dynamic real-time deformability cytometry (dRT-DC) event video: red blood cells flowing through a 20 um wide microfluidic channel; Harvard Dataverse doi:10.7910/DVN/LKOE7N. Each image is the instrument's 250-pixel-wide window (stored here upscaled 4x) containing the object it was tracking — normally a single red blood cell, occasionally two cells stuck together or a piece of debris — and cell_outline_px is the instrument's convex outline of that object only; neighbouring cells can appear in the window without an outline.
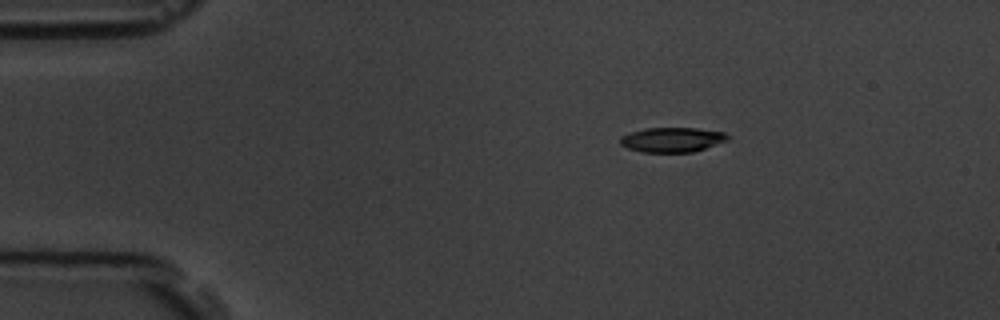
{"species": "common noctule bat (a hibernating species)", "species_latin": "Nyctalus noctula", "temperature_condition": "room temperature", "stored_images_in_passage": 4, "camera_frame_rate_fps": 3000, "um_per_image_px": 0.085, "animal": {"sex": "male", "body_mass_g": 19.5, "forearm_length_mm": 54.6}, "frame": {"image": 1, "passage_image": 2, "time_ms": 1.333, "image_size_px": [1000, 320], "cell_outline_px": [[732, 136], [728, 140], [692, 152], [640, 152], [628, 148], [620, 144], [620, 136], [644, 128], [696, 128], [724, 132]], "centroid_in_image_um": [57.14, 11.87], "position_along_channel_um": 27.9, "area_um2": 15.49}}